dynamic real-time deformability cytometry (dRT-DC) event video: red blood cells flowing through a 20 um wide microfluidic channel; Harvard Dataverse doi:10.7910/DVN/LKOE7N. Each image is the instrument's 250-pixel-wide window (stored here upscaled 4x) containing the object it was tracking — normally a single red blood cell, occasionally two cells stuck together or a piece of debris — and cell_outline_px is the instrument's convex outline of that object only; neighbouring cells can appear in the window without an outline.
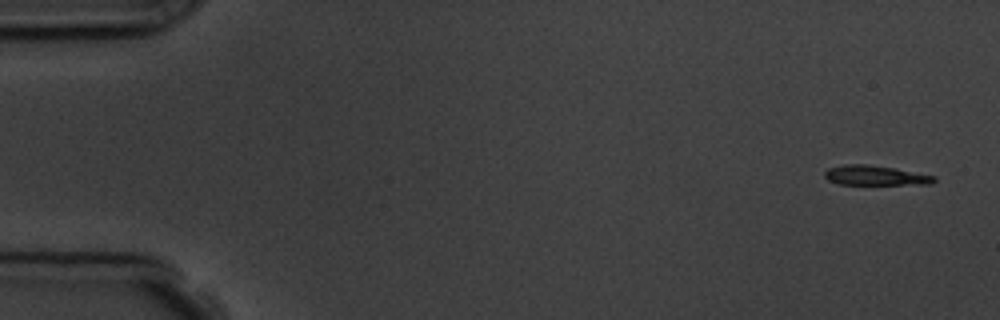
{"species": "common noctule bat (a hibernating species)", "species_latin": "Nyctalus noctula", "temperature_condition": "room temperature", "stored_images_in_passage": 5, "camera_frame_rate_fps": 3000, "um_per_image_px": 0.085, "animal": {"sex": "male", "body_mass_g": 19.5, "forearm_length_mm": 54.6}, "frame": {"image": 1, "passage_image": 1, "time_ms": 0.0, "image_size_px": [1000, 320], "cell_outline_px": [[936, 180], [932, 184], [840, 184], [828, 180], [824, 176], [824, 172], [828, 168], [844, 164], [868, 164], [892, 168], [936, 176]], "centroid_in_image_um": [74.38, 14.91], "position_along_channel_um": 10.6, "area_um2": 12.48}}
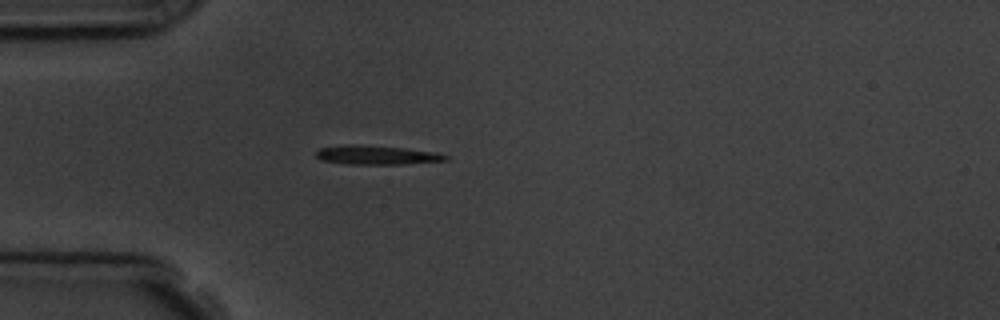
{"frame": {"image": 2, "passage_image": 5, "time_ms": 4.333, "image_size_px": [1000, 320], "cell_outline_px": [[448, 160], [404, 164], [348, 164], [320, 160], [316, 156], [316, 152], [320, 148], [404, 148], [440, 152], [448, 156]], "centroid_in_image_um": [32.2, 13.25], "position_along_channel_um": 52.8, "area_um2": 13.12}}